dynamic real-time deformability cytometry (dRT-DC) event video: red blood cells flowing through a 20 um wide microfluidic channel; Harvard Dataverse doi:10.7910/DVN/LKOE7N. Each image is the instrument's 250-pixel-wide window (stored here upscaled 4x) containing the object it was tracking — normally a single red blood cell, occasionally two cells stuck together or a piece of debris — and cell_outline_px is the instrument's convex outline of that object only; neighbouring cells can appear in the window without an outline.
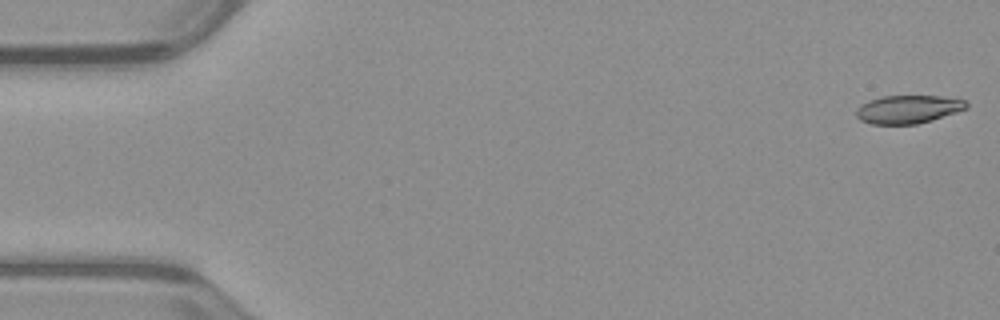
{"species": "common noctule bat (a hibernating species)", "species_latin": "Nyctalus noctula", "temperature_condition": "warm", "stored_images_in_passage": 52, "camera_frame_rate_fps": 3000, "um_per_image_px": 0.085, "animal": {"sex": "male", "body_mass_g": 23.1, "forearm_length_mm": 52.7}, "frame": {"image": 1, "passage_image": 1, "time_ms": 0.0, "image_size_px": [1000, 320], "cell_outline_px": [[968, 108], [932, 120], [916, 124], [872, 124], [860, 120], [856, 116], [856, 108], [860, 104], [880, 96], [940, 96], [964, 100], [968, 104]], "centroid_in_image_um": [77.16, 9.29], "position_along_channel_um": 7.8, "area_um2": 18.09}}
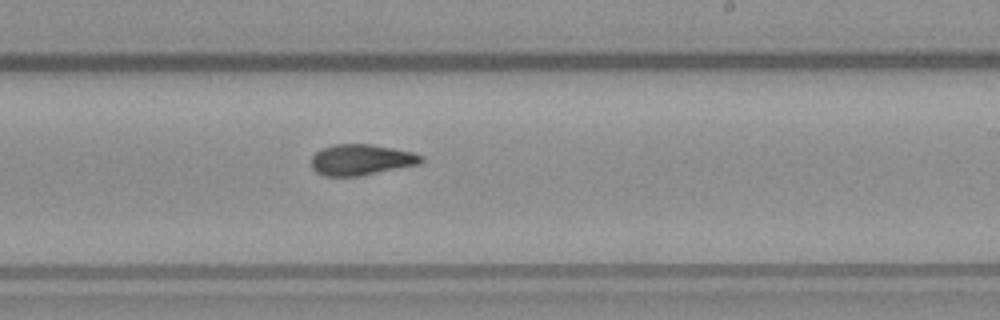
{"frame": {"image": 2, "passage_image": 31, "time_ms": 10.0, "image_size_px": [1000, 320], "cell_outline_px": [[424, 160], [420, 164], [360, 176], [324, 176], [316, 172], [312, 168], [312, 156], [316, 152], [332, 144], [368, 144], [392, 148], [412, 152], [424, 156]], "centroid_in_image_um": [30.71, 13.58], "position_along_channel_um": 258.3, "area_um2": 19.77}}
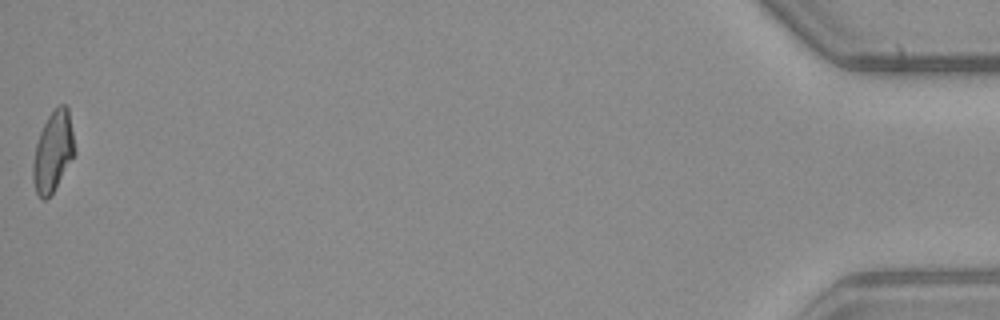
{"frame": {"image": 3, "passage_image": 52, "time_ms": 17.0, "image_size_px": [1000, 320], "cell_outline_px": [[76, 152], [52, 192], [44, 200], [40, 200], [36, 192], [32, 180], [32, 164], [36, 144], [40, 132], [48, 116], [60, 104], [64, 104], [68, 108]], "centroid_in_image_um": [4.49, 12.89], "position_along_channel_um": 430.7, "area_um2": 19.25}, "authors_computed_cell_mechanics": {"area_um2": 19.6231, "velocity_mm_per_s": 3.9749, "shape_relaxation_time_tau1_ms": null, "shape_relaxation_time_tau2_ms": 2.7435, "deformation_change_tau1": null, "deformation_change_tau2": 0.0988}}